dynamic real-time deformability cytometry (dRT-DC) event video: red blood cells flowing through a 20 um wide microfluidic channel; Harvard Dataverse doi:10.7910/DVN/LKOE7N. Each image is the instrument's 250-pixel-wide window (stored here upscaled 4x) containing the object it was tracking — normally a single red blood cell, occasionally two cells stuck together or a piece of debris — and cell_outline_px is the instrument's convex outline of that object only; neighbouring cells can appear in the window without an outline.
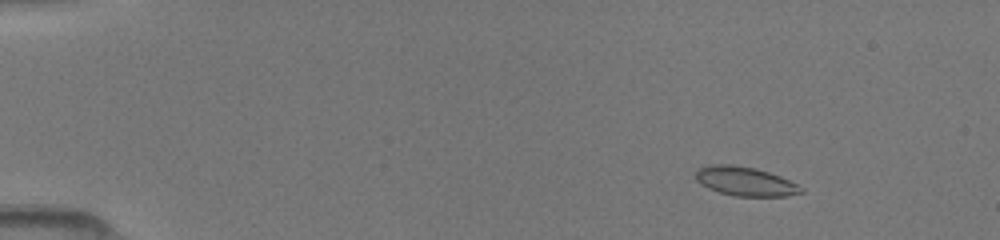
{"species": "common noctule bat (a hibernating species)", "species_latin": "Nyctalus noctula", "temperature_condition": "room temperature", "stored_images_in_passage": 44, "camera_frame_rate_fps": 3000, "um_per_image_px": 0.085, "animal": {"sex": "female", "body_mass_g": 19.5, "forearm_length_mm": 54.1}, "frame": {"image": 1, "passage_image": 1, "time_ms": 0.0, "image_size_px": [1000, 240], "cell_outline_px": [[804, 192], [784, 196], [736, 196], [720, 192], [708, 188], [700, 184], [696, 180], [696, 172], [700, 168], [712, 164], [732, 164], [756, 168], [780, 176], [804, 188]], "centroid_in_image_um": [63.34, 15.41], "position_along_channel_um": 21.7, "area_um2": 17.74}}
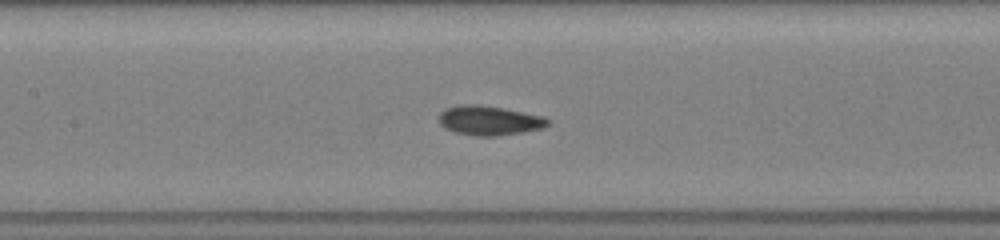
{"frame": {"image": 2, "passage_image": 19, "time_ms": 6.0, "image_size_px": [1000, 240], "cell_outline_px": [[548, 124], [544, 128], [524, 132], [500, 136], [472, 136], [456, 132], [444, 128], [440, 124], [436, 116], [444, 108], [456, 104], [476, 104], [504, 108], [544, 116], [548, 120]], "centroid_in_image_um": [41.53, 10.24], "position_along_channel_um": 165.9, "area_um2": 19.13}}
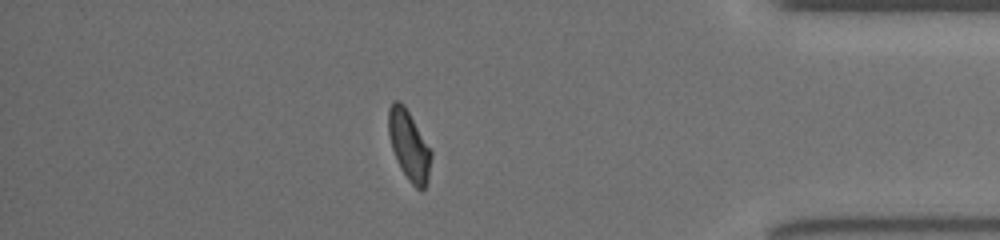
{"frame": {"image": 3, "passage_image": 38, "time_ms": 12.333, "image_size_px": [1000, 240], "cell_outline_px": [[432, 156], [428, 180], [424, 188], [420, 192], [408, 180], [400, 168], [392, 148], [388, 132], [388, 108], [392, 100], [400, 100], [404, 104], [432, 152]], "centroid_in_image_um": [34.75, 12.35], "position_along_channel_um": 400.4, "area_um2": 17.4}}